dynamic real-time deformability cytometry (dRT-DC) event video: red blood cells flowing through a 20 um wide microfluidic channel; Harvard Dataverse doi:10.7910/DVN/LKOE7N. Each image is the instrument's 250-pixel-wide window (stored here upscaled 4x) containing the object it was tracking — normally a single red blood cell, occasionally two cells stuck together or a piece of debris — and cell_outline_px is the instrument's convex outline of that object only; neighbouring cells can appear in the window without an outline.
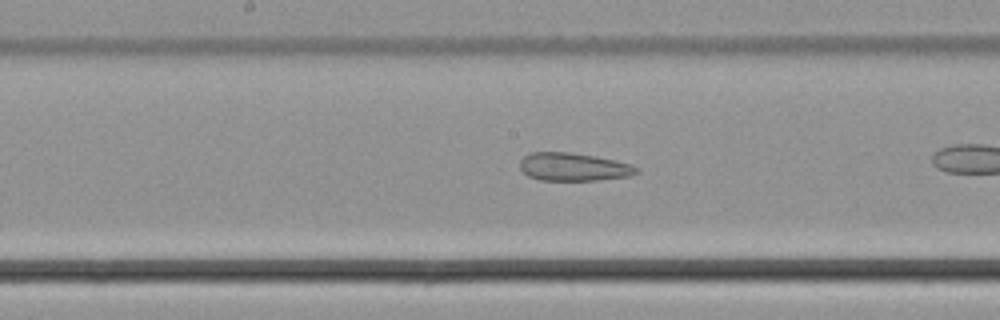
{"species": "common noctule bat (a hibernating species)", "species_latin": "Nyctalus noctula", "temperature_condition": "cold", "stored_images_in_passage": 31, "camera_frame_rate_fps": 3000, "um_per_image_px": 0.085, "animal": {"sex": "male", "body_mass_g": 21.5, "forearm_length_mm": 52.0}, "frame": {"image": 1, "passage_image": 18, "time_ms": 5.667, "image_size_px": [1000, 320], "cell_outline_px": [[640, 172], [628, 176], [600, 180], [540, 180], [528, 176], [520, 168], [520, 160], [524, 156], [532, 152], [568, 152], [592, 156], [632, 164]], "centroid_in_image_um": [48.72, 14.19], "position_along_channel_um": 199.5, "area_um2": 18.84}}